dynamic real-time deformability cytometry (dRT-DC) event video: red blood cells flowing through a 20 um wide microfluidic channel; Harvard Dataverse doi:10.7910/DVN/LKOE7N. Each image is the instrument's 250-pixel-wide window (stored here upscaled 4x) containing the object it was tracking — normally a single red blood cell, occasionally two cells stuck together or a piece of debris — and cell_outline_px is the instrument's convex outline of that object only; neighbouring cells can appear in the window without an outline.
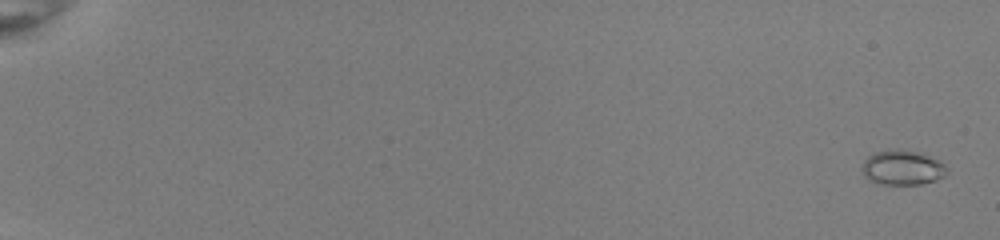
{"species": "common noctule bat (a hibernating species)", "species_latin": "Nyctalus noctula", "temperature_condition": "room temperature", "stored_images_in_passage": 52, "camera_frame_rate_fps": 3000, "um_per_image_px": 0.085, "animal": {"sex": "female", "body_mass_g": 22.0, "forearm_length_mm": 56.7}, "frame": {"image": 1, "passage_image": 2, "time_ms": 0.333, "image_size_px": [1000, 240], "cell_outline_px": [[948, 172], [944, 176], [936, 180], [920, 184], [884, 184], [868, 180], [864, 176], [860, 168], [864, 160], [868, 156], [876, 152], [888, 148], [916, 152], [928, 156], [944, 164], [948, 168]], "centroid_in_image_um": [76.67, 14.25], "position_along_channel_um": 8.3, "area_um2": 17.17}}
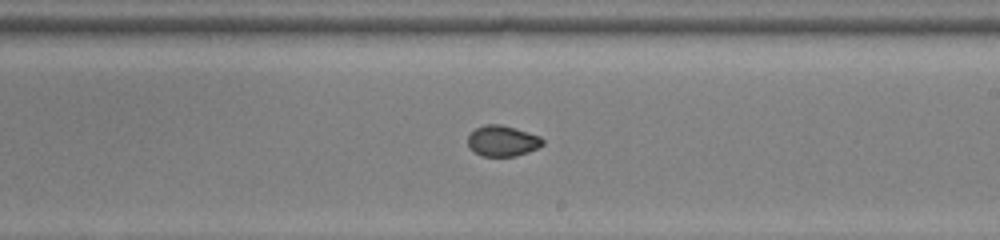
{"frame": {"image": 2, "passage_image": 35, "time_ms": 11.333, "image_size_px": [1000, 240], "cell_outline_px": [[544, 144], [528, 152], [516, 156], [480, 156], [468, 148], [468, 136], [476, 128], [484, 124], [500, 124], [540, 136], [544, 140]], "centroid_in_image_um": [42.68, 11.99], "position_along_channel_um": 246.3, "area_um2": 13.41}}
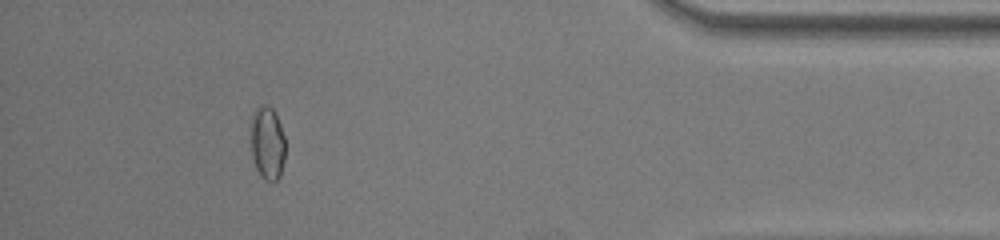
{"frame": {"image": 3, "passage_image": 50, "time_ms": 16.333, "image_size_px": [1000, 240], "cell_outline_px": [[284, 160], [280, 176], [276, 180], [264, 180], [260, 176], [256, 168], [252, 156], [252, 116], [256, 108], [260, 104], [264, 104], [272, 108], [276, 112], [284, 136]], "centroid_in_image_um": [22.74, 12.15], "position_along_channel_um": 412.5, "area_um2": 14.62}}